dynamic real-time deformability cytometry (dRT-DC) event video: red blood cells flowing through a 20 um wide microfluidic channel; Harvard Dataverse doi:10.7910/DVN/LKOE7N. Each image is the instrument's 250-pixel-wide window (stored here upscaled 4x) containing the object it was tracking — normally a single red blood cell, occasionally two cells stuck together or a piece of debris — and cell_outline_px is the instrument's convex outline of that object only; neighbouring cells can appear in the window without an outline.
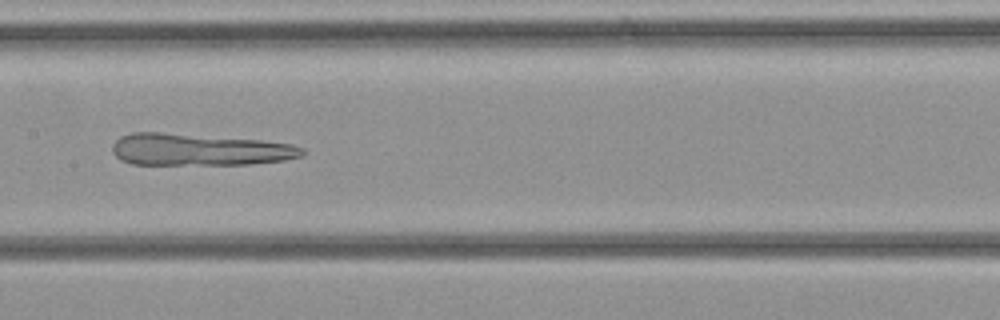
{"species": "common noctule bat (a hibernating species)", "species_latin": "Nyctalus noctula", "temperature_condition": "cold", "stored_images_in_passage": 34, "camera_frame_rate_fps": 3000, "um_per_image_px": 0.085, "animal": {"sex": "female", "body_mass_g": 21.9}, "frame": {"image": 1, "passage_image": 17, "time_ms": 5.333, "image_size_px": [1000, 320], "cell_outline_px": [[308, 152], [304, 156], [284, 160], [248, 164], [132, 164], [120, 160], [112, 152], [112, 144], [120, 136], [132, 132], [160, 132], [260, 140], [292, 144], [304, 148]], "centroid_in_image_um": [16.95, 12.72], "position_along_channel_um": 190.5, "area_um2": 35.43}}
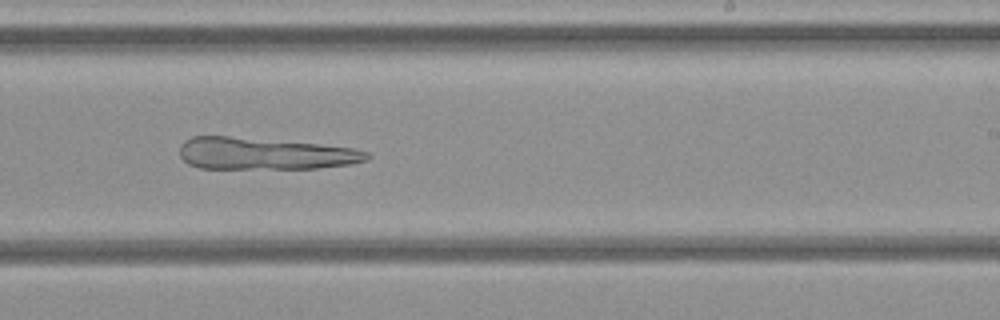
{"frame": {"image": 2, "passage_image": 21, "time_ms": 6.667, "image_size_px": [1000, 320], "cell_outline_px": [[372, 156], [368, 160], [352, 164], [316, 168], [200, 168], [188, 164], [180, 156], [180, 144], [184, 140], [192, 136], [228, 136], [320, 144], [352, 148], [368, 152]], "centroid_in_image_um": [22.49, 13.05], "position_along_channel_um": 266.5, "area_um2": 34.85}}